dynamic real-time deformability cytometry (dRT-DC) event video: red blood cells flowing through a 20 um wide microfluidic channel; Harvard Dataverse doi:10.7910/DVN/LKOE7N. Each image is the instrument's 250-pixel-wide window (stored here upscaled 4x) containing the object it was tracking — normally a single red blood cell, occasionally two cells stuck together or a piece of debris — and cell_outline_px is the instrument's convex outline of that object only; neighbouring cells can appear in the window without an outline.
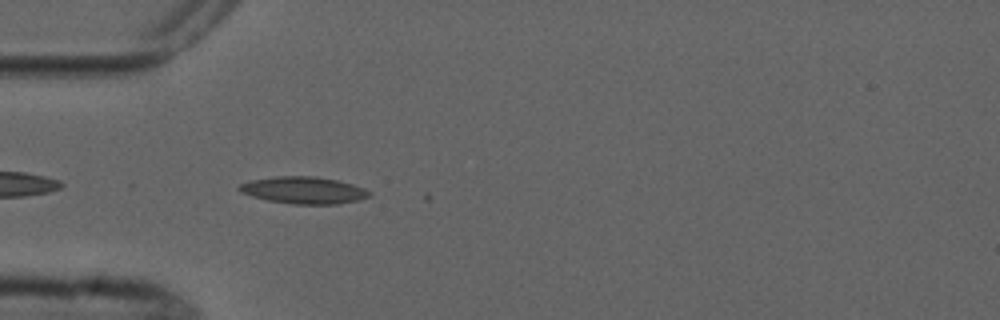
{"species": "common noctule bat (a hibernating species)", "species_latin": "Nyctalus noctula", "temperature_condition": "cold", "stored_images_in_passage": 4, "camera_frame_rate_fps": 3000, "um_per_image_px": 0.085, "animal": {"sex": "male", "forearm_length_mm": 52.5}, "frame": {"image": 1, "passage_image": 4, "time_ms": 3.333, "image_size_px": [1000, 320], "cell_outline_px": [[372, 196], [360, 200], [336, 204], [292, 204], [268, 200], [252, 196], [240, 192], [236, 188], [240, 184], [252, 180], [276, 176], [316, 176], [336, 180], [352, 184], [364, 188], [372, 192]], "centroid_in_image_um": [25.84, 16.17], "position_along_channel_um": 59.2, "area_um2": 20.52}}